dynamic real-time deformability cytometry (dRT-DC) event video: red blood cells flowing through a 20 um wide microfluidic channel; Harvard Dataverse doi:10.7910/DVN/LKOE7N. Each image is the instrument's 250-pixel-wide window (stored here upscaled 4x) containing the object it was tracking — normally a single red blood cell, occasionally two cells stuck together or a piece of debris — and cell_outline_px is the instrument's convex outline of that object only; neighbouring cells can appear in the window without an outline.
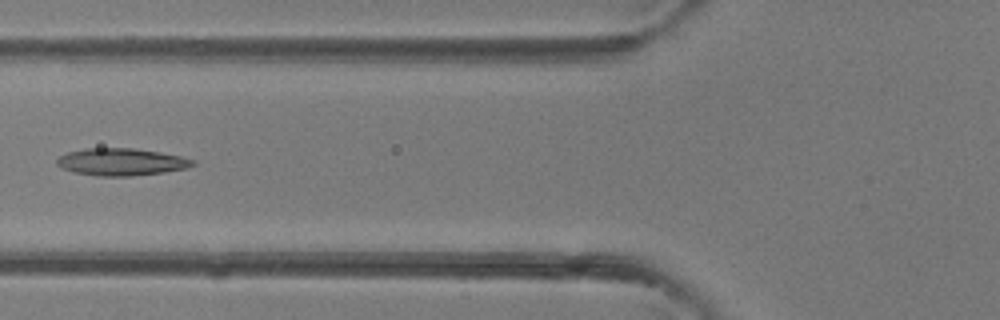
{"species": "common noctule bat (a hibernating species)", "species_latin": "Nyctalus noctula", "temperature_condition": "room temperature", "stored_images_in_passage": 4, "camera_frame_rate_fps": 3000, "um_per_image_px": 0.085, "animal": {"sex": "female"}, "frame": {"image": 1, "passage_image": 4, "time_ms": 3.333, "image_size_px": [1000, 320], "cell_outline_px": [[196, 164], [188, 168], [164, 172], [132, 176], [96, 176], [72, 172], [60, 168], [56, 164], [56, 160], [60, 156], [68, 152], [84, 148], [136, 148], [160, 152], [180, 156], [196, 160]], "centroid_in_image_um": [10.31, 13.76], "position_along_channel_um": 115.5, "area_um2": 21.85}}